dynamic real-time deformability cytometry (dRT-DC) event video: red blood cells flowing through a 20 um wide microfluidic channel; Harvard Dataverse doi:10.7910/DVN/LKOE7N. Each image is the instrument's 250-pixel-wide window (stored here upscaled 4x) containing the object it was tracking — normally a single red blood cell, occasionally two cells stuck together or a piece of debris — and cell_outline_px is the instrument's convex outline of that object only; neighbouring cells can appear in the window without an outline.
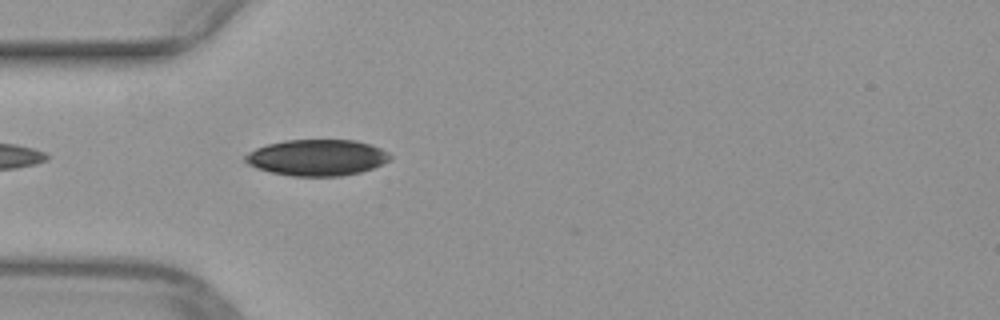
{"species": "common noctule bat (a hibernating species)", "species_latin": "Nyctalus noctula", "temperature_condition": "warm", "stored_images_in_passage": 16, "camera_frame_rate_fps": 3000, "um_per_image_px": 0.085, "animal": {"sex": "female", "body_mass_g": 29.2, "forearm_length_mm": 56.3}, "frame": {"image": 1, "passage_image": 1, "time_ms": 0.0, "image_size_px": [1000, 320], "cell_outline_px": [[392, 160], [372, 168], [360, 172], [340, 176], [292, 176], [272, 172], [256, 168], [248, 164], [244, 160], [244, 156], [248, 152], [256, 148], [268, 144], [284, 140], [356, 140], [372, 144], [388, 152], [392, 156]], "centroid_in_image_um": [26.97, 13.39], "position_along_channel_um": 58.0, "area_um2": 30.69}}
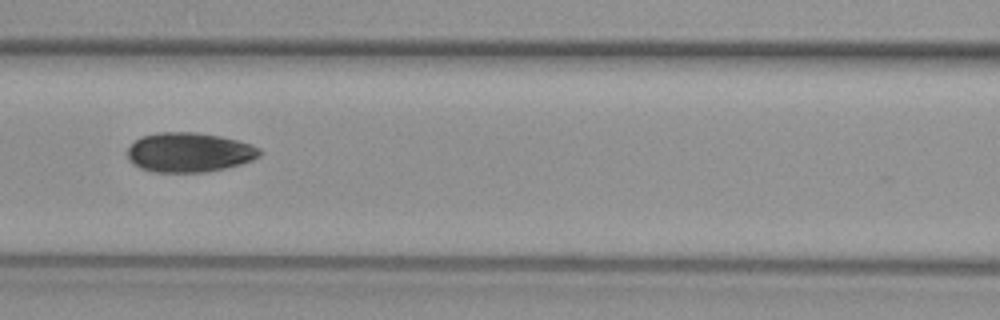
{"frame": {"image": 2, "passage_image": 8, "time_ms": 2.333, "image_size_px": [1000, 320], "cell_outline_px": [[260, 156], [252, 160], [240, 164], [224, 168], [204, 172], [152, 172], [140, 168], [132, 164], [128, 160], [128, 148], [136, 140], [144, 136], [160, 132], [196, 132], [220, 136], [252, 144], [260, 148]], "centroid_in_image_um": [16.07, 12.95], "position_along_channel_um": 150.5, "area_um2": 30.4}}
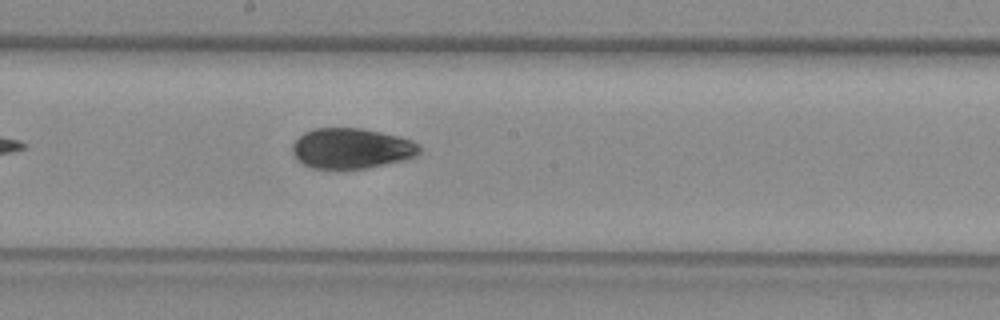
{"frame": {"image": 3, "passage_image": 13, "time_ms": 4.0, "image_size_px": [1000, 320], "cell_outline_px": [[420, 152], [416, 156], [404, 160], [364, 168], [336, 172], [312, 168], [296, 160], [292, 152], [292, 144], [304, 132], [316, 128], [360, 128], [380, 132], [412, 140], [420, 144]], "centroid_in_image_um": [29.84, 12.65], "position_along_channel_um": 218.4, "area_um2": 30.52}}